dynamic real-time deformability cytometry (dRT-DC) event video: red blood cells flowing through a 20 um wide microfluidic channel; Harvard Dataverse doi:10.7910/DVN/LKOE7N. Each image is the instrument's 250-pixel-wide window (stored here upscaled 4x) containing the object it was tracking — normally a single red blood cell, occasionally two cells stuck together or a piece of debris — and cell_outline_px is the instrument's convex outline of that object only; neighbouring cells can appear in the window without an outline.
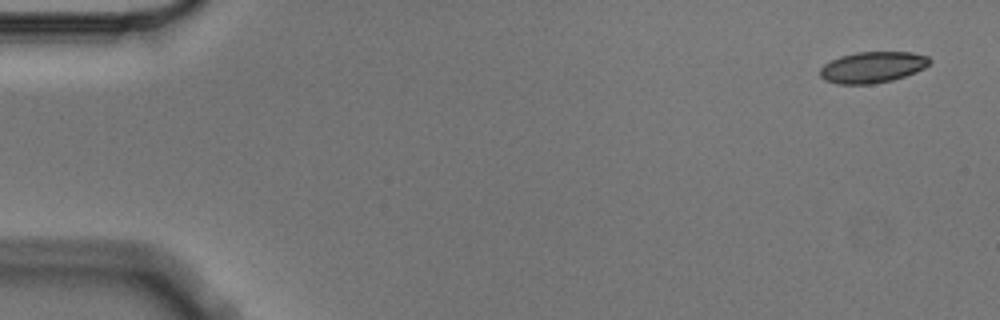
{"species": "Egyptian fruit bat (a non-hibernating species)", "species_latin": "Rousettus aegyptiacus", "temperature_condition": "cold", "stored_images_in_passage": 4, "camera_frame_rate_fps": 3000, "um_per_image_px": 0.085, "animal": {"sex": "male"}, "frame": {"image": 1, "passage_image": 1, "time_ms": 0.0, "image_size_px": [1000, 320], "cell_outline_px": [[932, 60], [924, 68], [916, 72], [892, 80], [872, 84], [836, 84], [824, 80], [820, 76], [820, 68], [824, 64], [840, 56], [856, 52], [912, 52], [928, 56]], "centroid_in_image_um": [74.15, 5.71], "position_along_channel_um": 10.8, "area_um2": 19.94}}
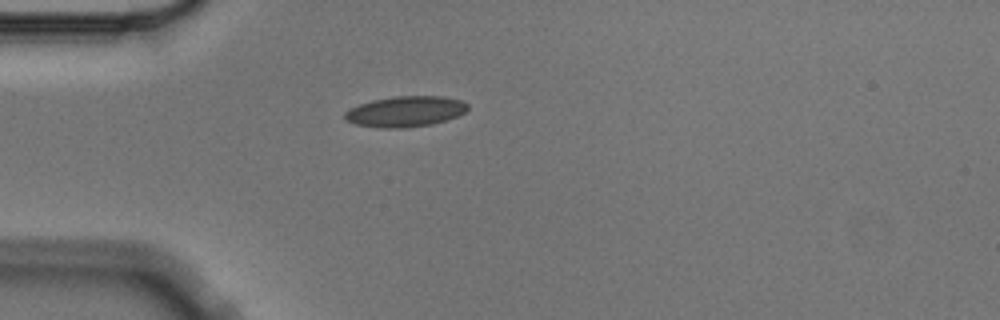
{"frame": {"image": 2, "passage_image": 4, "time_ms": 1.0, "image_size_px": [1000, 320], "cell_outline_px": [[468, 108], [464, 112], [456, 116], [432, 124], [404, 128], [376, 128], [356, 124], [344, 120], [344, 112], [360, 104], [372, 100], [396, 96], [440, 96], [460, 100], [468, 104]], "centroid_in_image_um": [34.42, 9.48], "position_along_channel_um": 50.6, "area_um2": 21.85}}